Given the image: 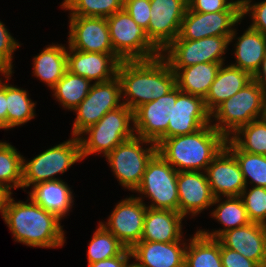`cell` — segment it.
<instances>
[{
  "label": "cell",
  "instance_id": "cell-11",
  "mask_svg": "<svg viewBox=\"0 0 266 267\" xmlns=\"http://www.w3.org/2000/svg\"><path fill=\"white\" fill-rule=\"evenodd\" d=\"M121 82L118 76L105 82L92 84L88 95L73 109L76 112L72 136H81L89 126L97 123L108 111L120 107Z\"/></svg>",
  "mask_w": 266,
  "mask_h": 267
},
{
  "label": "cell",
  "instance_id": "cell-35",
  "mask_svg": "<svg viewBox=\"0 0 266 267\" xmlns=\"http://www.w3.org/2000/svg\"><path fill=\"white\" fill-rule=\"evenodd\" d=\"M23 156L7 142H0V187L22 188Z\"/></svg>",
  "mask_w": 266,
  "mask_h": 267
},
{
  "label": "cell",
  "instance_id": "cell-47",
  "mask_svg": "<svg viewBox=\"0 0 266 267\" xmlns=\"http://www.w3.org/2000/svg\"><path fill=\"white\" fill-rule=\"evenodd\" d=\"M12 192L6 188L0 187V213L3 216V220L5 219V212L8 200L11 196Z\"/></svg>",
  "mask_w": 266,
  "mask_h": 267
},
{
  "label": "cell",
  "instance_id": "cell-30",
  "mask_svg": "<svg viewBox=\"0 0 266 267\" xmlns=\"http://www.w3.org/2000/svg\"><path fill=\"white\" fill-rule=\"evenodd\" d=\"M186 246L184 267H223L221 244L217 239L204 236L199 230Z\"/></svg>",
  "mask_w": 266,
  "mask_h": 267
},
{
  "label": "cell",
  "instance_id": "cell-21",
  "mask_svg": "<svg viewBox=\"0 0 266 267\" xmlns=\"http://www.w3.org/2000/svg\"><path fill=\"white\" fill-rule=\"evenodd\" d=\"M217 240L226 248L237 251L255 261L260 267L266 264V227L251 222L222 233Z\"/></svg>",
  "mask_w": 266,
  "mask_h": 267
},
{
  "label": "cell",
  "instance_id": "cell-14",
  "mask_svg": "<svg viewBox=\"0 0 266 267\" xmlns=\"http://www.w3.org/2000/svg\"><path fill=\"white\" fill-rule=\"evenodd\" d=\"M147 208L141 197L130 196L115 206L106 224H100L131 249L141 241Z\"/></svg>",
  "mask_w": 266,
  "mask_h": 267
},
{
  "label": "cell",
  "instance_id": "cell-41",
  "mask_svg": "<svg viewBox=\"0 0 266 267\" xmlns=\"http://www.w3.org/2000/svg\"><path fill=\"white\" fill-rule=\"evenodd\" d=\"M123 8L139 26L148 28L151 19L150 0H124Z\"/></svg>",
  "mask_w": 266,
  "mask_h": 267
},
{
  "label": "cell",
  "instance_id": "cell-24",
  "mask_svg": "<svg viewBox=\"0 0 266 267\" xmlns=\"http://www.w3.org/2000/svg\"><path fill=\"white\" fill-rule=\"evenodd\" d=\"M221 65L214 82L204 99L206 109L211 114L221 103L235 95L238 91L249 84L253 77L247 71L238 67Z\"/></svg>",
  "mask_w": 266,
  "mask_h": 267
},
{
  "label": "cell",
  "instance_id": "cell-48",
  "mask_svg": "<svg viewBox=\"0 0 266 267\" xmlns=\"http://www.w3.org/2000/svg\"><path fill=\"white\" fill-rule=\"evenodd\" d=\"M126 267H140V266H138L135 262H133L132 264L128 263Z\"/></svg>",
  "mask_w": 266,
  "mask_h": 267
},
{
  "label": "cell",
  "instance_id": "cell-12",
  "mask_svg": "<svg viewBox=\"0 0 266 267\" xmlns=\"http://www.w3.org/2000/svg\"><path fill=\"white\" fill-rule=\"evenodd\" d=\"M241 19V11L199 13L187 7L178 37L182 40H199L212 36H231L232 42L237 34L233 27Z\"/></svg>",
  "mask_w": 266,
  "mask_h": 267
},
{
  "label": "cell",
  "instance_id": "cell-31",
  "mask_svg": "<svg viewBox=\"0 0 266 267\" xmlns=\"http://www.w3.org/2000/svg\"><path fill=\"white\" fill-rule=\"evenodd\" d=\"M91 81L66 71L64 76L52 88L54 96L65 109H75L88 95Z\"/></svg>",
  "mask_w": 266,
  "mask_h": 267
},
{
  "label": "cell",
  "instance_id": "cell-29",
  "mask_svg": "<svg viewBox=\"0 0 266 267\" xmlns=\"http://www.w3.org/2000/svg\"><path fill=\"white\" fill-rule=\"evenodd\" d=\"M227 200L221 202L220 197H215L213 205L218 204L215 210H213L212 218L217 219L220 224L224 226V229L215 230L213 232L199 230L204 236L217 239L222 233L245 226L251 221L247 215L246 208L240 196L226 197Z\"/></svg>",
  "mask_w": 266,
  "mask_h": 267
},
{
  "label": "cell",
  "instance_id": "cell-26",
  "mask_svg": "<svg viewBox=\"0 0 266 267\" xmlns=\"http://www.w3.org/2000/svg\"><path fill=\"white\" fill-rule=\"evenodd\" d=\"M222 63L209 62L179 69L176 85L184 93L206 98Z\"/></svg>",
  "mask_w": 266,
  "mask_h": 267
},
{
  "label": "cell",
  "instance_id": "cell-13",
  "mask_svg": "<svg viewBox=\"0 0 266 267\" xmlns=\"http://www.w3.org/2000/svg\"><path fill=\"white\" fill-rule=\"evenodd\" d=\"M211 122V114L203 98L184 93L177 86L172 90V113L167 138L192 134Z\"/></svg>",
  "mask_w": 266,
  "mask_h": 267
},
{
  "label": "cell",
  "instance_id": "cell-6",
  "mask_svg": "<svg viewBox=\"0 0 266 267\" xmlns=\"http://www.w3.org/2000/svg\"><path fill=\"white\" fill-rule=\"evenodd\" d=\"M114 53L122 61L150 60L162 51L123 8L106 18Z\"/></svg>",
  "mask_w": 266,
  "mask_h": 267
},
{
  "label": "cell",
  "instance_id": "cell-7",
  "mask_svg": "<svg viewBox=\"0 0 266 267\" xmlns=\"http://www.w3.org/2000/svg\"><path fill=\"white\" fill-rule=\"evenodd\" d=\"M80 160L83 159L77 136L45 150L31 161L27 162L23 157L22 189L39 182L59 180L53 176L65 173Z\"/></svg>",
  "mask_w": 266,
  "mask_h": 267
},
{
  "label": "cell",
  "instance_id": "cell-23",
  "mask_svg": "<svg viewBox=\"0 0 266 267\" xmlns=\"http://www.w3.org/2000/svg\"><path fill=\"white\" fill-rule=\"evenodd\" d=\"M183 219L177 211L147 208L141 241H181Z\"/></svg>",
  "mask_w": 266,
  "mask_h": 267
},
{
  "label": "cell",
  "instance_id": "cell-1",
  "mask_svg": "<svg viewBox=\"0 0 266 267\" xmlns=\"http://www.w3.org/2000/svg\"><path fill=\"white\" fill-rule=\"evenodd\" d=\"M117 76L121 82L123 98L126 97V101L122 99V103L133 112L177 86L175 73L161 55L150 60L121 61Z\"/></svg>",
  "mask_w": 266,
  "mask_h": 267
},
{
  "label": "cell",
  "instance_id": "cell-43",
  "mask_svg": "<svg viewBox=\"0 0 266 267\" xmlns=\"http://www.w3.org/2000/svg\"><path fill=\"white\" fill-rule=\"evenodd\" d=\"M221 262L223 267H260L255 261H252L237 251L226 248L222 245Z\"/></svg>",
  "mask_w": 266,
  "mask_h": 267
},
{
  "label": "cell",
  "instance_id": "cell-36",
  "mask_svg": "<svg viewBox=\"0 0 266 267\" xmlns=\"http://www.w3.org/2000/svg\"><path fill=\"white\" fill-rule=\"evenodd\" d=\"M124 0H64L63 9L70 10V16L109 17L123 9Z\"/></svg>",
  "mask_w": 266,
  "mask_h": 267
},
{
  "label": "cell",
  "instance_id": "cell-45",
  "mask_svg": "<svg viewBox=\"0 0 266 267\" xmlns=\"http://www.w3.org/2000/svg\"><path fill=\"white\" fill-rule=\"evenodd\" d=\"M7 129L6 83L0 79V129Z\"/></svg>",
  "mask_w": 266,
  "mask_h": 267
},
{
  "label": "cell",
  "instance_id": "cell-5",
  "mask_svg": "<svg viewBox=\"0 0 266 267\" xmlns=\"http://www.w3.org/2000/svg\"><path fill=\"white\" fill-rule=\"evenodd\" d=\"M265 102L262 89L252 80L211 113V118L218 121L212 126L228 138L241 126L263 118Z\"/></svg>",
  "mask_w": 266,
  "mask_h": 267
},
{
  "label": "cell",
  "instance_id": "cell-22",
  "mask_svg": "<svg viewBox=\"0 0 266 267\" xmlns=\"http://www.w3.org/2000/svg\"><path fill=\"white\" fill-rule=\"evenodd\" d=\"M181 245L182 248H181ZM186 242L140 241L130 250L140 267H184Z\"/></svg>",
  "mask_w": 266,
  "mask_h": 267
},
{
  "label": "cell",
  "instance_id": "cell-27",
  "mask_svg": "<svg viewBox=\"0 0 266 267\" xmlns=\"http://www.w3.org/2000/svg\"><path fill=\"white\" fill-rule=\"evenodd\" d=\"M237 40L234 51L236 63L231 65L253 76L266 55V35L249 26Z\"/></svg>",
  "mask_w": 266,
  "mask_h": 267
},
{
  "label": "cell",
  "instance_id": "cell-10",
  "mask_svg": "<svg viewBox=\"0 0 266 267\" xmlns=\"http://www.w3.org/2000/svg\"><path fill=\"white\" fill-rule=\"evenodd\" d=\"M230 37L212 36L199 40H182L177 37L162 51L161 56L168 62L174 73L181 68L199 63L224 64L225 60L222 56L230 44Z\"/></svg>",
  "mask_w": 266,
  "mask_h": 267
},
{
  "label": "cell",
  "instance_id": "cell-42",
  "mask_svg": "<svg viewBox=\"0 0 266 267\" xmlns=\"http://www.w3.org/2000/svg\"><path fill=\"white\" fill-rule=\"evenodd\" d=\"M251 2V0L246 1L244 8L241 10L242 18L250 12L253 20L250 27L266 35V0L253 4Z\"/></svg>",
  "mask_w": 266,
  "mask_h": 267
},
{
  "label": "cell",
  "instance_id": "cell-39",
  "mask_svg": "<svg viewBox=\"0 0 266 267\" xmlns=\"http://www.w3.org/2000/svg\"><path fill=\"white\" fill-rule=\"evenodd\" d=\"M20 44L11 36L8 29L0 21V73L8 81L12 76V54Z\"/></svg>",
  "mask_w": 266,
  "mask_h": 267
},
{
  "label": "cell",
  "instance_id": "cell-28",
  "mask_svg": "<svg viewBox=\"0 0 266 267\" xmlns=\"http://www.w3.org/2000/svg\"><path fill=\"white\" fill-rule=\"evenodd\" d=\"M65 46L48 45L34 57L33 74L52 89L68 70Z\"/></svg>",
  "mask_w": 266,
  "mask_h": 267
},
{
  "label": "cell",
  "instance_id": "cell-40",
  "mask_svg": "<svg viewBox=\"0 0 266 267\" xmlns=\"http://www.w3.org/2000/svg\"><path fill=\"white\" fill-rule=\"evenodd\" d=\"M247 0H187L188 8L199 13L241 11Z\"/></svg>",
  "mask_w": 266,
  "mask_h": 267
},
{
  "label": "cell",
  "instance_id": "cell-19",
  "mask_svg": "<svg viewBox=\"0 0 266 267\" xmlns=\"http://www.w3.org/2000/svg\"><path fill=\"white\" fill-rule=\"evenodd\" d=\"M68 71L95 83L105 82L117 76L119 63L122 61L116 54L84 52L68 48Z\"/></svg>",
  "mask_w": 266,
  "mask_h": 267
},
{
  "label": "cell",
  "instance_id": "cell-18",
  "mask_svg": "<svg viewBox=\"0 0 266 267\" xmlns=\"http://www.w3.org/2000/svg\"><path fill=\"white\" fill-rule=\"evenodd\" d=\"M205 173L214 197L240 196L246 187L240 165L226 147L207 166Z\"/></svg>",
  "mask_w": 266,
  "mask_h": 267
},
{
  "label": "cell",
  "instance_id": "cell-8",
  "mask_svg": "<svg viewBox=\"0 0 266 267\" xmlns=\"http://www.w3.org/2000/svg\"><path fill=\"white\" fill-rule=\"evenodd\" d=\"M143 143L150 146L144 149L141 147ZM156 152V143L134 135L117 145L105 157L121 186L135 191L142 181L148 161Z\"/></svg>",
  "mask_w": 266,
  "mask_h": 267
},
{
  "label": "cell",
  "instance_id": "cell-34",
  "mask_svg": "<svg viewBox=\"0 0 266 267\" xmlns=\"http://www.w3.org/2000/svg\"><path fill=\"white\" fill-rule=\"evenodd\" d=\"M228 138L244 152L266 155V120L263 117L251 121Z\"/></svg>",
  "mask_w": 266,
  "mask_h": 267
},
{
  "label": "cell",
  "instance_id": "cell-37",
  "mask_svg": "<svg viewBox=\"0 0 266 267\" xmlns=\"http://www.w3.org/2000/svg\"><path fill=\"white\" fill-rule=\"evenodd\" d=\"M126 247L100 223L89 243L88 265L120 255Z\"/></svg>",
  "mask_w": 266,
  "mask_h": 267
},
{
  "label": "cell",
  "instance_id": "cell-44",
  "mask_svg": "<svg viewBox=\"0 0 266 267\" xmlns=\"http://www.w3.org/2000/svg\"><path fill=\"white\" fill-rule=\"evenodd\" d=\"M132 258L131 250L126 248L120 255L89 264V267H126Z\"/></svg>",
  "mask_w": 266,
  "mask_h": 267
},
{
  "label": "cell",
  "instance_id": "cell-46",
  "mask_svg": "<svg viewBox=\"0 0 266 267\" xmlns=\"http://www.w3.org/2000/svg\"><path fill=\"white\" fill-rule=\"evenodd\" d=\"M253 80L259 85L262 89L264 97L266 98V55L261 62L259 69L252 76Z\"/></svg>",
  "mask_w": 266,
  "mask_h": 267
},
{
  "label": "cell",
  "instance_id": "cell-33",
  "mask_svg": "<svg viewBox=\"0 0 266 267\" xmlns=\"http://www.w3.org/2000/svg\"><path fill=\"white\" fill-rule=\"evenodd\" d=\"M225 147L237 159L245 184L247 178L253 186L266 188V155L247 153L240 150L229 138L226 139Z\"/></svg>",
  "mask_w": 266,
  "mask_h": 267
},
{
  "label": "cell",
  "instance_id": "cell-25",
  "mask_svg": "<svg viewBox=\"0 0 266 267\" xmlns=\"http://www.w3.org/2000/svg\"><path fill=\"white\" fill-rule=\"evenodd\" d=\"M30 199L55 214L59 219L65 217L73 205V195L68 185L61 179L39 182L32 186Z\"/></svg>",
  "mask_w": 266,
  "mask_h": 267
},
{
  "label": "cell",
  "instance_id": "cell-4",
  "mask_svg": "<svg viewBox=\"0 0 266 267\" xmlns=\"http://www.w3.org/2000/svg\"><path fill=\"white\" fill-rule=\"evenodd\" d=\"M131 121H134L133 111L124 104L108 111L97 123L81 133L88 137H78L82 159L96 152L106 156L117 145L132 138L135 132L134 127L130 126Z\"/></svg>",
  "mask_w": 266,
  "mask_h": 267
},
{
  "label": "cell",
  "instance_id": "cell-49",
  "mask_svg": "<svg viewBox=\"0 0 266 267\" xmlns=\"http://www.w3.org/2000/svg\"><path fill=\"white\" fill-rule=\"evenodd\" d=\"M264 119L266 120V102H265V109H264Z\"/></svg>",
  "mask_w": 266,
  "mask_h": 267
},
{
  "label": "cell",
  "instance_id": "cell-20",
  "mask_svg": "<svg viewBox=\"0 0 266 267\" xmlns=\"http://www.w3.org/2000/svg\"><path fill=\"white\" fill-rule=\"evenodd\" d=\"M177 189L179 213L185 217L194 216L207 207L213 206L214 196L208 183L207 175L199 171L178 172Z\"/></svg>",
  "mask_w": 266,
  "mask_h": 267
},
{
  "label": "cell",
  "instance_id": "cell-9",
  "mask_svg": "<svg viewBox=\"0 0 266 267\" xmlns=\"http://www.w3.org/2000/svg\"><path fill=\"white\" fill-rule=\"evenodd\" d=\"M178 171L158 151L148 161L140 185L135 190L152 199L148 208L179 212Z\"/></svg>",
  "mask_w": 266,
  "mask_h": 267
},
{
  "label": "cell",
  "instance_id": "cell-3",
  "mask_svg": "<svg viewBox=\"0 0 266 267\" xmlns=\"http://www.w3.org/2000/svg\"><path fill=\"white\" fill-rule=\"evenodd\" d=\"M226 139L209 124L192 134L165 138L157 146V151L178 172H205L225 147Z\"/></svg>",
  "mask_w": 266,
  "mask_h": 267
},
{
  "label": "cell",
  "instance_id": "cell-16",
  "mask_svg": "<svg viewBox=\"0 0 266 267\" xmlns=\"http://www.w3.org/2000/svg\"><path fill=\"white\" fill-rule=\"evenodd\" d=\"M68 44L84 52L115 54L105 17L70 16Z\"/></svg>",
  "mask_w": 266,
  "mask_h": 267
},
{
  "label": "cell",
  "instance_id": "cell-2",
  "mask_svg": "<svg viewBox=\"0 0 266 267\" xmlns=\"http://www.w3.org/2000/svg\"><path fill=\"white\" fill-rule=\"evenodd\" d=\"M4 221L15 241L30 247L55 248L65 243L61 219L36 204L32 199L29 203L15 202L10 197Z\"/></svg>",
  "mask_w": 266,
  "mask_h": 267
},
{
  "label": "cell",
  "instance_id": "cell-17",
  "mask_svg": "<svg viewBox=\"0 0 266 267\" xmlns=\"http://www.w3.org/2000/svg\"><path fill=\"white\" fill-rule=\"evenodd\" d=\"M172 113V90L166 95L139 106L133 112L136 136L150 140L157 146L167 138Z\"/></svg>",
  "mask_w": 266,
  "mask_h": 267
},
{
  "label": "cell",
  "instance_id": "cell-38",
  "mask_svg": "<svg viewBox=\"0 0 266 267\" xmlns=\"http://www.w3.org/2000/svg\"><path fill=\"white\" fill-rule=\"evenodd\" d=\"M247 186L240 194L249 220L254 223L266 224V188L253 186L247 192Z\"/></svg>",
  "mask_w": 266,
  "mask_h": 267
},
{
  "label": "cell",
  "instance_id": "cell-32",
  "mask_svg": "<svg viewBox=\"0 0 266 267\" xmlns=\"http://www.w3.org/2000/svg\"><path fill=\"white\" fill-rule=\"evenodd\" d=\"M7 129L23 125L35 116V103L26 90L6 84Z\"/></svg>",
  "mask_w": 266,
  "mask_h": 267
},
{
  "label": "cell",
  "instance_id": "cell-15",
  "mask_svg": "<svg viewBox=\"0 0 266 267\" xmlns=\"http://www.w3.org/2000/svg\"><path fill=\"white\" fill-rule=\"evenodd\" d=\"M187 7V0H150L151 19L146 32L161 51L178 37Z\"/></svg>",
  "mask_w": 266,
  "mask_h": 267
}]
</instances>
